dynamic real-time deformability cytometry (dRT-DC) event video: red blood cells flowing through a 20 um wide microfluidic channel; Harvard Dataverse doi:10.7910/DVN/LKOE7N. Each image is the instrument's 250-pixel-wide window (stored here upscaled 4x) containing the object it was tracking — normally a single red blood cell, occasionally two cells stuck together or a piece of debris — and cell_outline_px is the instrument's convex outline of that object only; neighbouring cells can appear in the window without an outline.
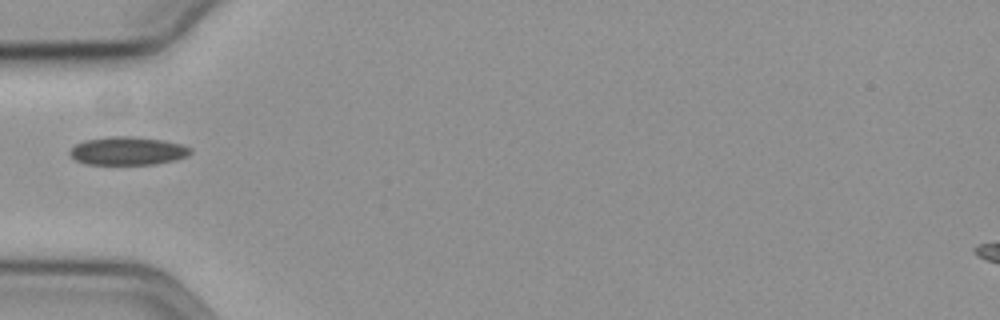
{"species": "common noctule bat (a hibernating species)", "species_latin": "Nyctalus noctula", "temperature_condition": "cold", "stored_images_in_passage": 39, "camera_frame_rate_fps": 3000, "um_per_image_px": 0.085, "animal": {"sex": "female", "body_mass_g": 19.3, "forearm_length_mm": 54.1}, "frame": {"image": 1, "passage_image": 1, "time_ms": 0.0, "image_size_px": [1000, 320], "cell_outline_px": [[192, 152], [188, 156], [176, 160], [152, 164], [88, 164], [76, 160], [68, 152], [76, 144], [84, 140], [108, 136], [132, 136], [164, 140], [180, 144], [192, 148]], "centroid_in_image_um": [10.88, 12.82], "position_along_channel_um": 74.1, "area_um2": 19.88}}
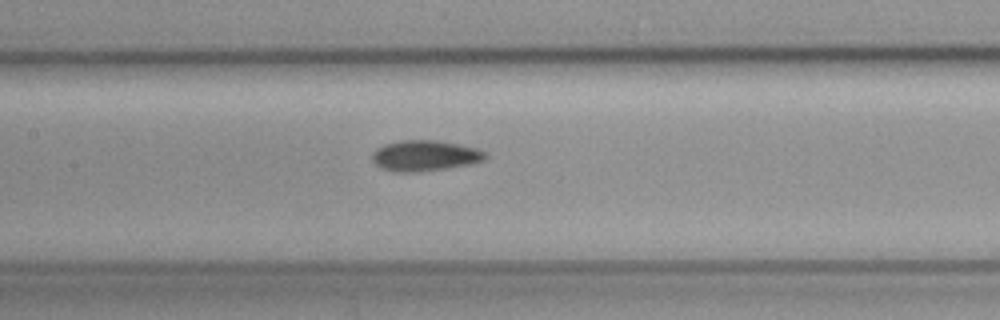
{"frame": {"image": 2, "passage_image": 9, "time_ms": 2.667, "image_size_px": [1000, 320], "cell_outline_px": [[488, 156], [484, 160], [468, 164], [444, 168], [416, 172], [396, 172], [380, 168], [372, 160], [372, 152], [376, 148], [384, 144], [400, 140], [436, 140], [476, 148], [484, 152]], "centroid_in_image_um": [36.05, 13.23], "position_along_channel_um": 171.3, "area_um2": 20.11}}
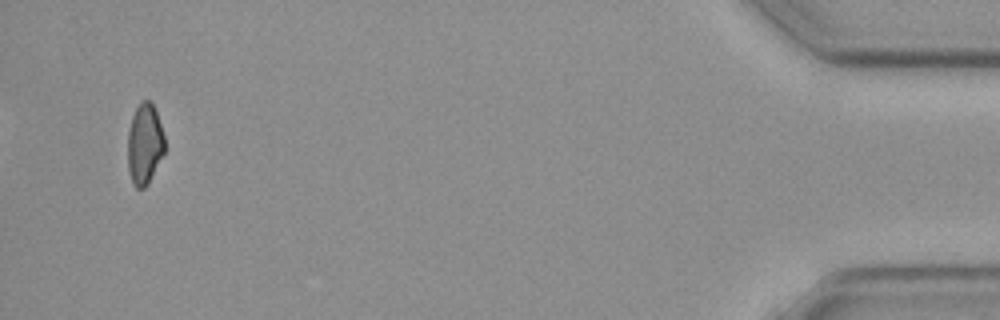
{"frame": {"image": 3, "passage_image": 37, "time_ms": 12.0, "image_size_px": [1000, 320], "cell_outline_px": [[164, 152], [148, 184], [144, 188], [136, 188], [132, 184], [128, 168], [128, 132], [132, 116], [136, 108], [144, 100], [148, 100], [152, 104], [156, 112], [164, 136]], "centroid_in_image_um": [12.28, 12.28], "position_along_channel_um": 422.9, "area_um2": 17.17}}